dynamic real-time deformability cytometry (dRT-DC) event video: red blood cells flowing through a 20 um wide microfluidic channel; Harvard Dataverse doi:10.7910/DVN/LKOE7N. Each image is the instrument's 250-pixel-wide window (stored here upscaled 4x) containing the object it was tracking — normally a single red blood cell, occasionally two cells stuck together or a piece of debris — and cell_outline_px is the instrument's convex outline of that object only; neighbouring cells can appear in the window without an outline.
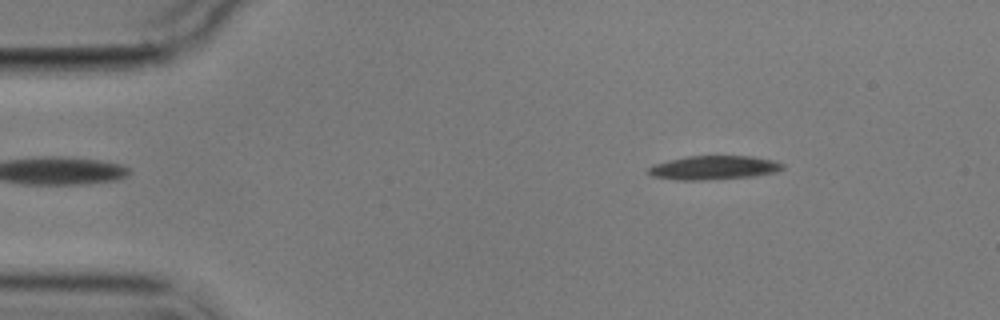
{"species": "common noctule bat (a hibernating species)", "species_latin": "Nyctalus noctula", "temperature_condition": "cold", "stored_images_in_passage": 4, "camera_frame_rate_fps": 3000, "um_per_image_px": 0.085, "animal": {"sex": "male", "body_mass_g": 17.9}, "frame": {"image": 1, "passage_image": 1, "time_ms": 0.0, "image_size_px": [1000, 320], "cell_outline_px": [[784, 168], [776, 172], [756, 176], [704, 180], [676, 180], [652, 176], [648, 172], [648, 168], [656, 164], [668, 160], [688, 156], [752, 156], [772, 160], [784, 164]], "centroid_in_image_um": [60.69, 14.25], "position_along_channel_um": 24.3, "area_um2": 18.67}}
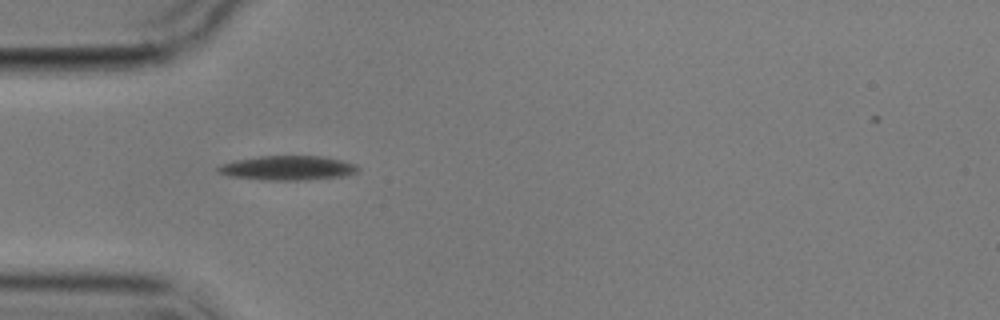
{"frame": {"image": 2, "passage_image": 3, "time_ms": 3.0, "image_size_px": [1000, 320], "cell_outline_px": [[360, 168], [356, 172], [344, 176], [308, 180], [260, 180], [228, 176], [216, 172], [216, 168], [220, 164], [232, 160], [260, 156], [324, 156], [356, 164]], "centroid_in_image_um": [24.4, 14.28], "position_along_channel_um": 60.6, "area_um2": 20.23}}
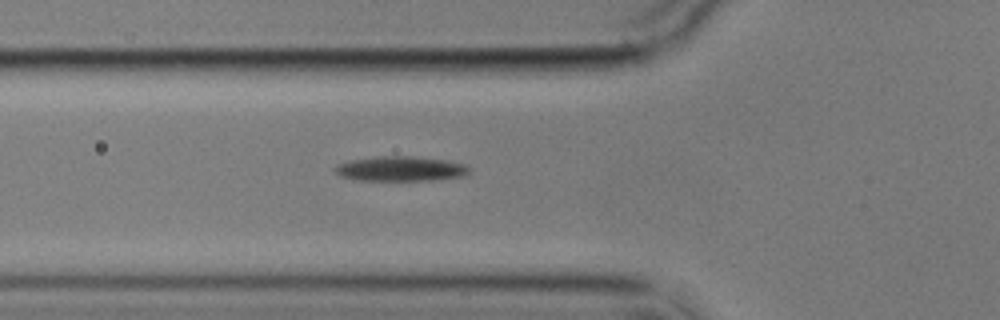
{"frame": {"image": 3, "passage_image": 4, "time_ms": 4.0, "image_size_px": [1000, 320], "cell_outline_px": [[472, 168], [464, 176], [432, 180], [360, 180], [340, 176], [332, 168], [336, 164], [348, 160], [376, 156], [416, 156], [448, 160], [464, 164]], "centroid_in_image_um": [34.04, 14.33], "position_along_channel_um": 91.8, "area_um2": 19.65}}